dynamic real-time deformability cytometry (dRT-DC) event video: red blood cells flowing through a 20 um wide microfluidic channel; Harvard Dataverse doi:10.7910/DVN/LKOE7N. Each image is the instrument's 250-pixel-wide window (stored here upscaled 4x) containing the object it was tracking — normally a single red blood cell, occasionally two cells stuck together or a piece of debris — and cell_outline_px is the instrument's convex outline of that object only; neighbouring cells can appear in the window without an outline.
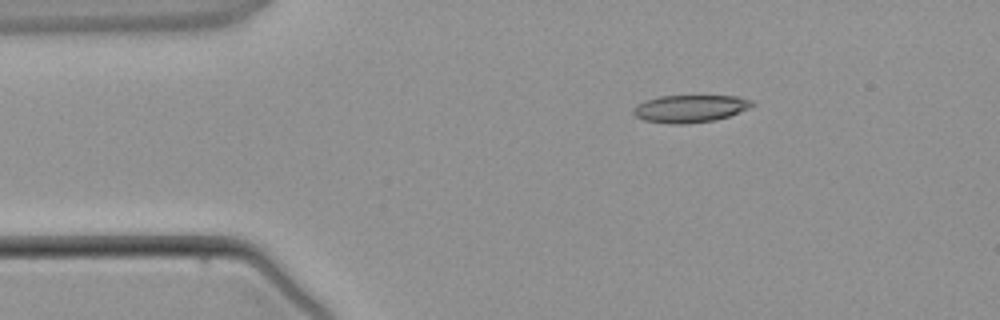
{"species": "common noctule bat (a hibernating species)", "species_latin": "Nyctalus noctula", "temperature_condition": "warm", "stored_images_in_passage": 2, "camera_frame_rate_fps": 3000, "um_per_image_px": 0.085, "animal": {"sex": "male", "body_mass_g": 21.5, "forearm_length_mm": 52.0}, "frame": {"image": 1, "passage_image": 2, "time_ms": 1.333, "image_size_px": [1000, 320], "cell_outline_px": [[756, 104], [748, 108], [728, 116], [716, 120], [688, 124], [668, 124], [644, 120], [636, 116], [632, 112], [632, 108], [648, 100], [660, 96], [740, 96], [752, 100]], "centroid_in_image_um": [58.68, 9.24], "position_along_channel_um": 26.3, "area_um2": 18.96}}